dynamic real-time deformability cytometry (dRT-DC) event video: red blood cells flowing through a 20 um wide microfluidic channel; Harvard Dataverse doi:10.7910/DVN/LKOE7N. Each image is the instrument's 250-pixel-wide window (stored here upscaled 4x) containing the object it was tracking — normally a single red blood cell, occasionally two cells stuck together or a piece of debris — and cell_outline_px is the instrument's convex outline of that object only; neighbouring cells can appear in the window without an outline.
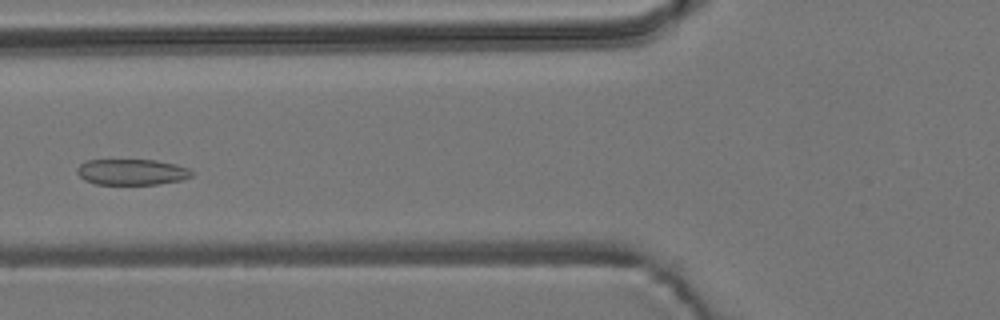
{"species": "common noctule bat (a hibernating species)", "species_latin": "Nyctalus noctula", "temperature_condition": "room temperature", "stored_images_in_passage": 4, "camera_frame_rate_fps": 3000, "um_per_image_px": 0.085, "animal": {"sex": "male", "body_mass_g": 19.2, "forearm_length_mm": 51.8}, "frame": {"image": 1, "passage_image": 4, "time_ms": 3.667, "image_size_px": [1000, 320], "cell_outline_px": [[196, 172], [192, 176], [180, 180], [156, 184], [96, 184], [84, 180], [76, 172], [76, 168], [84, 160], [156, 160], [176, 164], [188, 168]], "centroid_in_image_um": [11.2, 14.61], "position_along_channel_um": 114.6, "area_um2": 17.4}}